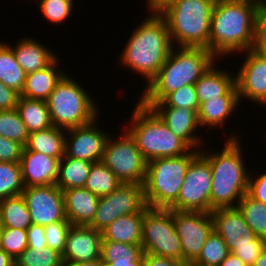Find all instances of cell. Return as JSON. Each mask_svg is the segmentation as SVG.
I'll use <instances>...</instances> for the list:
<instances>
[{"label":"cell","instance_id":"obj_1","mask_svg":"<svg viewBox=\"0 0 266 266\" xmlns=\"http://www.w3.org/2000/svg\"><path fill=\"white\" fill-rule=\"evenodd\" d=\"M257 0H217L211 17L209 51L223 56L243 54L255 45Z\"/></svg>","mask_w":266,"mask_h":266},{"label":"cell","instance_id":"obj_2","mask_svg":"<svg viewBox=\"0 0 266 266\" xmlns=\"http://www.w3.org/2000/svg\"><path fill=\"white\" fill-rule=\"evenodd\" d=\"M126 42L118 62L142 76L147 87L174 47L166 21L159 14L149 13Z\"/></svg>","mask_w":266,"mask_h":266},{"label":"cell","instance_id":"obj_3","mask_svg":"<svg viewBox=\"0 0 266 266\" xmlns=\"http://www.w3.org/2000/svg\"><path fill=\"white\" fill-rule=\"evenodd\" d=\"M231 133L223 142L225 144L221 150L213 151L211 148L212 153L209 148L208 151L206 148L200 150L212 170L210 212L219 208L236 207L248 191L250 171L243 156L245 147L242 149L243 144L237 132L235 135Z\"/></svg>","mask_w":266,"mask_h":266},{"label":"cell","instance_id":"obj_4","mask_svg":"<svg viewBox=\"0 0 266 266\" xmlns=\"http://www.w3.org/2000/svg\"><path fill=\"white\" fill-rule=\"evenodd\" d=\"M218 59L204 47L174 46L158 75L142 90L139 101L151 108L168 94L194 85Z\"/></svg>","mask_w":266,"mask_h":266},{"label":"cell","instance_id":"obj_5","mask_svg":"<svg viewBox=\"0 0 266 266\" xmlns=\"http://www.w3.org/2000/svg\"><path fill=\"white\" fill-rule=\"evenodd\" d=\"M123 128L135 139L138 149L147 162L156 158L187 154L191 148L176 136L151 109L139 100ZM132 115V116H131Z\"/></svg>","mask_w":266,"mask_h":266},{"label":"cell","instance_id":"obj_6","mask_svg":"<svg viewBox=\"0 0 266 266\" xmlns=\"http://www.w3.org/2000/svg\"><path fill=\"white\" fill-rule=\"evenodd\" d=\"M216 1L179 0L159 14L166 21L174 46L209 50L211 17Z\"/></svg>","mask_w":266,"mask_h":266},{"label":"cell","instance_id":"obj_7","mask_svg":"<svg viewBox=\"0 0 266 266\" xmlns=\"http://www.w3.org/2000/svg\"><path fill=\"white\" fill-rule=\"evenodd\" d=\"M199 152L191 149L182 156L156 158L147 162L143 189L149 208L169 209L176 202L188 167Z\"/></svg>","mask_w":266,"mask_h":266},{"label":"cell","instance_id":"obj_8","mask_svg":"<svg viewBox=\"0 0 266 266\" xmlns=\"http://www.w3.org/2000/svg\"><path fill=\"white\" fill-rule=\"evenodd\" d=\"M72 76L66 74L46 100L52 125L65 130L90 123L100 114L91 92Z\"/></svg>","mask_w":266,"mask_h":266},{"label":"cell","instance_id":"obj_9","mask_svg":"<svg viewBox=\"0 0 266 266\" xmlns=\"http://www.w3.org/2000/svg\"><path fill=\"white\" fill-rule=\"evenodd\" d=\"M113 137L109 135L101 162L106 165L122 183L143 185L147 161L138 149L135 139L125 130ZM116 139V140H115Z\"/></svg>","mask_w":266,"mask_h":266},{"label":"cell","instance_id":"obj_10","mask_svg":"<svg viewBox=\"0 0 266 266\" xmlns=\"http://www.w3.org/2000/svg\"><path fill=\"white\" fill-rule=\"evenodd\" d=\"M141 245L144 253L182 262L181 241L176 231L173 210L149 208L145 212Z\"/></svg>","mask_w":266,"mask_h":266},{"label":"cell","instance_id":"obj_11","mask_svg":"<svg viewBox=\"0 0 266 266\" xmlns=\"http://www.w3.org/2000/svg\"><path fill=\"white\" fill-rule=\"evenodd\" d=\"M212 170L209 161L199 152L191 161L176 202L169 208L176 211L210 213Z\"/></svg>","mask_w":266,"mask_h":266},{"label":"cell","instance_id":"obj_12","mask_svg":"<svg viewBox=\"0 0 266 266\" xmlns=\"http://www.w3.org/2000/svg\"><path fill=\"white\" fill-rule=\"evenodd\" d=\"M146 206L143 185L122 183L111 194L99 198L94 218L88 226L102 232L117 218L141 212Z\"/></svg>","mask_w":266,"mask_h":266},{"label":"cell","instance_id":"obj_13","mask_svg":"<svg viewBox=\"0 0 266 266\" xmlns=\"http://www.w3.org/2000/svg\"><path fill=\"white\" fill-rule=\"evenodd\" d=\"M173 218L181 241L182 262H194L213 231L211 215L208 212L173 210Z\"/></svg>","mask_w":266,"mask_h":266},{"label":"cell","instance_id":"obj_14","mask_svg":"<svg viewBox=\"0 0 266 266\" xmlns=\"http://www.w3.org/2000/svg\"><path fill=\"white\" fill-rule=\"evenodd\" d=\"M21 195L29 209L32 224L46 226L69 221L65 215L63 191L56 184L25 187Z\"/></svg>","mask_w":266,"mask_h":266},{"label":"cell","instance_id":"obj_15","mask_svg":"<svg viewBox=\"0 0 266 266\" xmlns=\"http://www.w3.org/2000/svg\"><path fill=\"white\" fill-rule=\"evenodd\" d=\"M99 116L90 123L66 129L65 153L69 158L92 163L102 160L106 141L110 135L97 124ZM68 136V137H67Z\"/></svg>","mask_w":266,"mask_h":266},{"label":"cell","instance_id":"obj_16","mask_svg":"<svg viewBox=\"0 0 266 266\" xmlns=\"http://www.w3.org/2000/svg\"><path fill=\"white\" fill-rule=\"evenodd\" d=\"M245 57L236 74L240 104L246 99L266 106V62L253 49L243 52Z\"/></svg>","mask_w":266,"mask_h":266},{"label":"cell","instance_id":"obj_17","mask_svg":"<svg viewBox=\"0 0 266 266\" xmlns=\"http://www.w3.org/2000/svg\"><path fill=\"white\" fill-rule=\"evenodd\" d=\"M210 215L213 221V230L224 239L230 253L238 245L252 244L256 235L246 224L237 207L215 209L210 212Z\"/></svg>","mask_w":266,"mask_h":266},{"label":"cell","instance_id":"obj_18","mask_svg":"<svg viewBox=\"0 0 266 266\" xmlns=\"http://www.w3.org/2000/svg\"><path fill=\"white\" fill-rule=\"evenodd\" d=\"M101 242V231L90 226L72 225L62 254L63 262H86L101 258Z\"/></svg>","mask_w":266,"mask_h":266},{"label":"cell","instance_id":"obj_19","mask_svg":"<svg viewBox=\"0 0 266 266\" xmlns=\"http://www.w3.org/2000/svg\"><path fill=\"white\" fill-rule=\"evenodd\" d=\"M151 109L191 149L200 151L205 147L203 146V144L205 145L203 140L205 137H201L200 134L197 135V131L201 128L195 110L185 107H151Z\"/></svg>","mask_w":266,"mask_h":266},{"label":"cell","instance_id":"obj_20","mask_svg":"<svg viewBox=\"0 0 266 266\" xmlns=\"http://www.w3.org/2000/svg\"><path fill=\"white\" fill-rule=\"evenodd\" d=\"M60 159L24 147L20 159L24 187L56 184Z\"/></svg>","mask_w":266,"mask_h":266},{"label":"cell","instance_id":"obj_21","mask_svg":"<svg viewBox=\"0 0 266 266\" xmlns=\"http://www.w3.org/2000/svg\"><path fill=\"white\" fill-rule=\"evenodd\" d=\"M239 105L240 102L236 85L224 96L200 103L197 111L200 128L201 126L202 128L206 127V130L210 132V129H219L221 127L225 131L224 127L228 126L225 125L227 120L229 118L231 119V116H234L233 114H236L235 111L238 110Z\"/></svg>","mask_w":266,"mask_h":266},{"label":"cell","instance_id":"obj_22","mask_svg":"<svg viewBox=\"0 0 266 266\" xmlns=\"http://www.w3.org/2000/svg\"><path fill=\"white\" fill-rule=\"evenodd\" d=\"M66 218L72 225L88 226L95 215L99 197L85 187L63 190Z\"/></svg>","mask_w":266,"mask_h":266},{"label":"cell","instance_id":"obj_23","mask_svg":"<svg viewBox=\"0 0 266 266\" xmlns=\"http://www.w3.org/2000/svg\"><path fill=\"white\" fill-rule=\"evenodd\" d=\"M33 37H22L18 43L10 46L16 57L18 64L25 71L26 74L35 72L37 70L47 67L56 57L54 53L44 43Z\"/></svg>","mask_w":266,"mask_h":266},{"label":"cell","instance_id":"obj_24","mask_svg":"<svg viewBox=\"0 0 266 266\" xmlns=\"http://www.w3.org/2000/svg\"><path fill=\"white\" fill-rule=\"evenodd\" d=\"M59 56H57L47 67L26 74L25 85L20 96L47 100L55 86L67 74L59 67Z\"/></svg>","mask_w":266,"mask_h":266},{"label":"cell","instance_id":"obj_25","mask_svg":"<svg viewBox=\"0 0 266 266\" xmlns=\"http://www.w3.org/2000/svg\"><path fill=\"white\" fill-rule=\"evenodd\" d=\"M218 61L194 84L199 103L224 96L236 85V74L218 68Z\"/></svg>","mask_w":266,"mask_h":266},{"label":"cell","instance_id":"obj_26","mask_svg":"<svg viewBox=\"0 0 266 266\" xmlns=\"http://www.w3.org/2000/svg\"><path fill=\"white\" fill-rule=\"evenodd\" d=\"M148 209L149 207L146 206L141 212L117 218L101 232L102 239L131 245H141L143 219Z\"/></svg>","mask_w":266,"mask_h":266},{"label":"cell","instance_id":"obj_27","mask_svg":"<svg viewBox=\"0 0 266 266\" xmlns=\"http://www.w3.org/2000/svg\"><path fill=\"white\" fill-rule=\"evenodd\" d=\"M101 260L104 266H142L144 250L142 245H131L102 239Z\"/></svg>","mask_w":266,"mask_h":266},{"label":"cell","instance_id":"obj_28","mask_svg":"<svg viewBox=\"0 0 266 266\" xmlns=\"http://www.w3.org/2000/svg\"><path fill=\"white\" fill-rule=\"evenodd\" d=\"M66 130L60 127H49L29 133L26 148L50 157L62 158L65 153Z\"/></svg>","mask_w":266,"mask_h":266},{"label":"cell","instance_id":"obj_29","mask_svg":"<svg viewBox=\"0 0 266 266\" xmlns=\"http://www.w3.org/2000/svg\"><path fill=\"white\" fill-rule=\"evenodd\" d=\"M29 133L52 127L48 105L45 100L20 96L16 106Z\"/></svg>","mask_w":266,"mask_h":266},{"label":"cell","instance_id":"obj_30","mask_svg":"<svg viewBox=\"0 0 266 266\" xmlns=\"http://www.w3.org/2000/svg\"><path fill=\"white\" fill-rule=\"evenodd\" d=\"M92 162L66 157L60 159L56 186L63 190L84 187Z\"/></svg>","mask_w":266,"mask_h":266},{"label":"cell","instance_id":"obj_31","mask_svg":"<svg viewBox=\"0 0 266 266\" xmlns=\"http://www.w3.org/2000/svg\"><path fill=\"white\" fill-rule=\"evenodd\" d=\"M32 224L29 209L22 195L0 200V225L27 230Z\"/></svg>","mask_w":266,"mask_h":266},{"label":"cell","instance_id":"obj_32","mask_svg":"<svg viewBox=\"0 0 266 266\" xmlns=\"http://www.w3.org/2000/svg\"><path fill=\"white\" fill-rule=\"evenodd\" d=\"M25 80L26 73L18 64L10 43L0 41V82L21 94Z\"/></svg>","mask_w":266,"mask_h":266},{"label":"cell","instance_id":"obj_33","mask_svg":"<svg viewBox=\"0 0 266 266\" xmlns=\"http://www.w3.org/2000/svg\"><path fill=\"white\" fill-rule=\"evenodd\" d=\"M121 184L119 178L99 161L92 164L84 187L100 198L111 194Z\"/></svg>","mask_w":266,"mask_h":266},{"label":"cell","instance_id":"obj_34","mask_svg":"<svg viewBox=\"0 0 266 266\" xmlns=\"http://www.w3.org/2000/svg\"><path fill=\"white\" fill-rule=\"evenodd\" d=\"M236 207L255 235L266 239V204L246 193Z\"/></svg>","mask_w":266,"mask_h":266},{"label":"cell","instance_id":"obj_35","mask_svg":"<svg viewBox=\"0 0 266 266\" xmlns=\"http://www.w3.org/2000/svg\"><path fill=\"white\" fill-rule=\"evenodd\" d=\"M15 266H64L62 254L49 247H27L16 259Z\"/></svg>","mask_w":266,"mask_h":266},{"label":"cell","instance_id":"obj_36","mask_svg":"<svg viewBox=\"0 0 266 266\" xmlns=\"http://www.w3.org/2000/svg\"><path fill=\"white\" fill-rule=\"evenodd\" d=\"M24 188L20 163L0 162V200L21 195Z\"/></svg>","mask_w":266,"mask_h":266},{"label":"cell","instance_id":"obj_37","mask_svg":"<svg viewBox=\"0 0 266 266\" xmlns=\"http://www.w3.org/2000/svg\"><path fill=\"white\" fill-rule=\"evenodd\" d=\"M230 254L224 239L214 230L208 236L200 255L193 262L200 266H220V263Z\"/></svg>","mask_w":266,"mask_h":266},{"label":"cell","instance_id":"obj_38","mask_svg":"<svg viewBox=\"0 0 266 266\" xmlns=\"http://www.w3.org/2000/svg\"><path fill=\"white\" fill-rule=\"evenodd\" d=\"M0 136L26 146L29 132L16 109L0 111Z\"/></svg>","mask_w":266,"mask_h":266},{"label":"cell","instance_id":"obj_39","mask_svg":"<svg viewBox=\"0 0 266 266\" xmlns=\"http://www.w3.org/2000/svg\"><path fill=\"white\" fill-rule=\"evenodd\" d=\"M39 5L40 13H42L44 19L48 22L50 21L51 25L64 23L68 21L72 16L71 12L74 10V4L76 2L72 0H33Z\"/></svg>","mask_w":266,"mask_h":266},{"label":"cell","instance_id":"obj_40","mask_svg":"<svg viewBox=\"0 0 266 266\" xmlns=\"http://www.w3.org/2000/svg\"><path fill=\"white\" fill-rule=\"evenodd\" d=\"M199 104L195 86L185 85L168 94L161 102H156L152 107H185L197 112Z\"/></svg>","mask_w":266,"mask_h":266},{"label":"cell","instance_id":"obj_41","mask_svg":"<svg viewBox=\"0 0 266 266\" xmlns=\"http://www.w3.org/2000/svg\"><path fill=\"white\" fill-rule=\"evenodd\" d=\"M27 230L2 227V250L16 259L28 247Z\"/></svg>","mask_w":266,"mask_h":266},{"label":"cell","instance_id":"obj_42","mask_svg":"<svg viewBox=\"0 0 266 266\" xmlns=\"http://www.w3.org/2000/svg\"><path fill=\"white\" fill-rule=\"evenodd\" d=\"M71 226L69 221H58L44 226L47 247L63 254Z\"/></svg>","mask_w":266,"mask_h":266},{"label":"cell","instance_id":"obj_43","mask_svg":"<svg viewBox=\"0 0 266 266\" xmlns=\"http://www.w3.org/2000/svg\"><path fill=\"white\" fill-rule=\"evenodd\" d=\"M265 249L266 239L256 236L252 240V244L238 245L232 253L239 257L246 265L252 266Z\"/></svg>","mask_w":266,"mask_h":266},{"label":"cell","instance_id":"obj_44","mask_svg":"<svg viewBox=\"0 0 266 266\" xmlns=\"http://www.w3.org/2000/svg\"><path fill=\"white\" fill-rule=\"evenodd\" d=\"M23 149L19 142L0 136V162L20 163Z\"/></svg>","mask_w":266,"mask_h":266},{"label":"cell","instance_id":"obj_45","mask_svg":"<svg viewBox=\"0 0 266 266\" xmlns=\"http://www.w3.org/2000/svg\"><path fill=\"white\" fill-rule=\"evenodd\" d=\"M261 173H258L256 177L250 172L247 193L253 199L266 204V170Z\"/></svg>","mask_w":266,"mask_h":266},{"label":"cell","instance_id":"obj_46","mask_svg":"<svg viewBox=\"0 0 266 266\" xmlns=\"http://www.w3.org/2000/svg\"><path fill=\"white\" fill-rule=\"evenodd\" d=\"M19 98V92L0 82V111L16 109Z\"/></svg>","mask_w":266,"mask_h":266},{"label":"cell","instance_id":"obj_47","mask_svg":"<svg viewBox=\"0 0 266 266\" xmlns=\"http://www.w3.org/2000/svg\"><path fill=\"white\" fill-rule=\"evenodd\" d=\"M255 44H266V6L263 3L256 11Z\"/></svg>","mask_w":266,"mask_h":266},{"label":"cell","instance_id":"obj_48","mask_svg":"<svg viewBox=\"0 0 266 266\" xmlns=\"http://www.w3.org/2000/svg\"><path fill=\"white\" fill-rule=\"evenodd\" d=\"M28 247H47L44 226L31 224L27 229Z\"/></svg>","mask_w":266,"mask_h":266},{"label":"cell","instance_id":"obj_49","mask_svg":"<svg viewBox=\"0 0 266 266\" xmlns=\"http://www.w3.org/2000/svg\"><path fill=\"white\" fill-rule=\"evenodd\" d=\"M178 263L175 259L161 257L150 253H144L142 266H175Z\"/></svg>","mask_w":266,"mask_h":266},{"label":"cell","instance_id":"obj_50","mask_svg":"<svg viewBox=\"0 0 266 266\" xmlns=\"http://www.w3.org/2000/svg\"><path fill=\"white\" fill-rule=\"evenodd\" d=\"M179 0H146L148 13L160 14L167 7Z\"/></svg>","mask_w":266,"mask_h":266},{"label":"cell","instance_id":"obj_51","mask_svg":"<svg viewBox=\"0 0 266 266\" xmlns=\"http://www.w3.org/2000/svg\"><path fill=\"white\" fill-rule=\"evenodd\" d=\"M220 266H248L239 257L230 253L221 263Z\"/></svg>","mask_w":266,"mask_h":266},{"label":"cell","instance_id":"obj_52","mask_svg":"<svg viewBox=\"0 0 266 266\" xmlns=\"http://www.w3.org/2000/svg\"><path fill=\"white\" fill-rule=\"evenodd\" d=\"M0 266H15V259L0 249Z\"/></svg>","mask_w":266,"mask_h":266},{"label":"cell","instance_id":"obj_53","mask_svg":"<svg viewBox=\"0 0 266 266\" xmlns=\"http://www.w3.org/2000/svg\"><path fill=\"white\" fill-rule=\"evenodd\" d=\"M64 266H104L101 258L86 262L64 263Z\"/></svg>","mask_w":266,"mask_h":266},{"label":"cell","instance_id":"obj_54","mask_svg":"<svg viewBox=\"0 0 266 266\" xmlns=\"http://www.w3.org/2000/svg\"><path fill=\"white\" fill-rule=\"evenodd\" d=\"M254 50L266 62V44H255L254 45Z\"/></svg>","mask_w":266,"mask_h":266},{"label":"cell","instance_id":"obj_55","mask_svg":"<svg viewBox=\"0 0 266 266\" xmlns=\"http://www.w3.org/2000/svg\"><path fill=\"white\" fill-rule=\"evenodd\" d=\"M252 266H266V249L255 260Z\"/></svg>","mask_w":266,"mask_h":266},{"label":"cell","instance_id":"obj_56","mask_svg":"<svg viewBox=\"0 0 266 266\" xmlns=\"http://www.w3.org/2000/svg\"><path fill=\"white\" fill-rule=\"evenodd\" d=\"M175 266H193V262H178Z\"/></svg>","mask_w":266,"mask_h":266},{"label":"cell","instance_id":"obj_57","mask_svg":"<svg viewBox=\"0 0 266 266\" xmlns=\"http://www.w3.org/2000/svg\"><path fill=\"white\" fill-rule=\"evenodd\" d=\"M0 249H2V226L0 225Z\"/></svg>","mask_w":266,"mask_h":266}]
</instances>
